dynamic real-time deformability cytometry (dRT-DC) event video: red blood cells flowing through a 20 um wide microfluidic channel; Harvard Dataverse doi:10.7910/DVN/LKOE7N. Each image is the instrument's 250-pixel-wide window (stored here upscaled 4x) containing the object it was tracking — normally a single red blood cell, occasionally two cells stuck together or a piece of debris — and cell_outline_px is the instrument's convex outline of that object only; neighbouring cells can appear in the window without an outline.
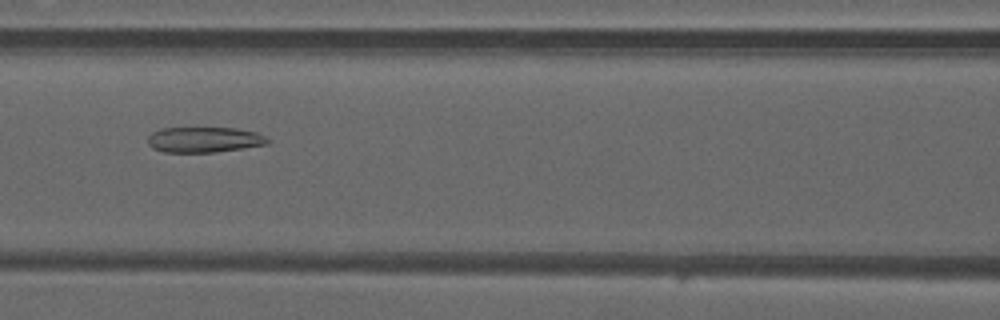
{"species": "common noctule bat (a hibernating species)", "species_latin": "Nyctalus noctula", "temperature_condition": "warm", "stored_images_in_passage": 49, "camera_frame_rate_fps": 3000, "um_per_image_px": 0.085, "animal": {"sex": "male", "forearm_length_mm": 52.5}, "frame": {"image": 1, "passage_image": 22, "time_ms": 7.0, "image_size_px": [1000, 320], "cell_outline_px": [[272, 140], [268, 144], [212, 152], [164, 152], [152, 148], [148, 144], [148, 136], [152, 132], [160, 128], [236, 128], [256, 132]], "centroid_in_image_um": [17.34, 11.86], "position_along_channel_um": 149.3, "area_um2": 17.74}}
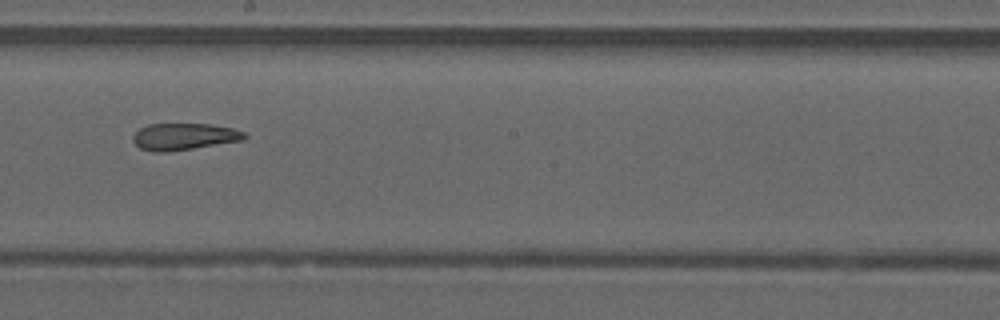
{"frame": {"image": 2, "passage_image": 28, "time_ms": 9.0, "image_size_px": [1000, 320], "cell_outline_px": [[248, 136], [244, 140], [168, 152], [152, 152], [140, 148], [132, 140], [132, 136], [140, 128], [148, 124], [212, 124], [232, 128], [244, 132]], "centroid_in_image_um": [15.64, 11.61], "position_along_channel_um": 232.6, "area_um2": 17.46}}
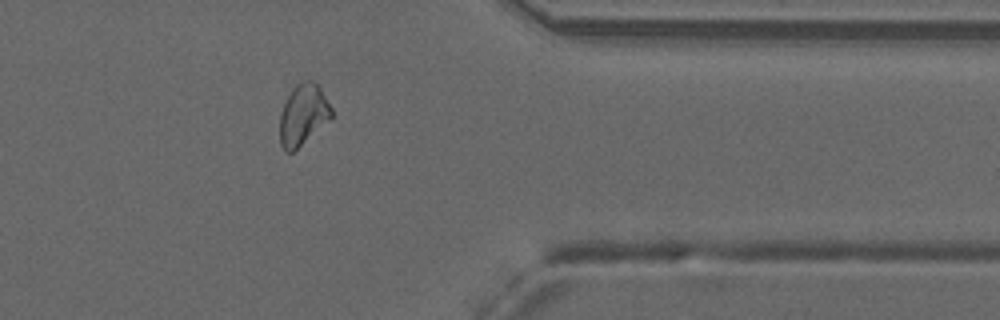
{"frame": {"image": 3, "passage_image": 40, "time_ms": 13.0, "image_size_px": [1000, 320], "cell_outline_px": [[332, 116], [292, 152], [284, 152], [280, 144], [280, 112], [292, 88], [300, 80], [312, 80], [320, 88], [332, 108]], "centroid_in_image_um": [25.73, 9.72], "position_along_channel_um": 385.7, "area_um2": 17.98}, "authors_computed_cell_mechanics": {"area_um2": 19.5364, "velocity_mm_per_s": 4.1846, "shape_relaxation_time_tau1_ms": null, "shape_relaxation_time_tau2_ms": 3.1269, "deformation_change_tau1": null, "deformation_change_tau2": 0.1236}}